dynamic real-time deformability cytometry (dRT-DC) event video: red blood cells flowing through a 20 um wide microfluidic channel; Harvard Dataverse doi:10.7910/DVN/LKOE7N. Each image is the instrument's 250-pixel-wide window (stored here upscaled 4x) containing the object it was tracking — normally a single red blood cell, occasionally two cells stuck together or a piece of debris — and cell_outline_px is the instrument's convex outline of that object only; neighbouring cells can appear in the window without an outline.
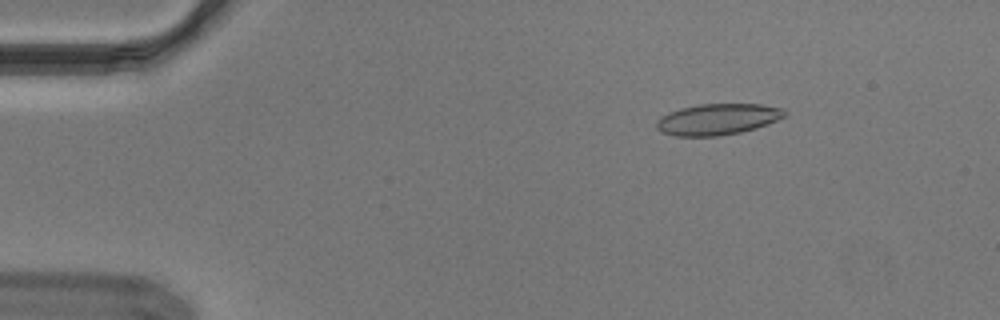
{"species": "Egyptian fruit bat (a non-hibernating species)", "species_latin": "Rousettus aegyptiacus", "temperature_condition": "cold", "stored_images_in_passage": 54, "camera_frame_rate_fps": 3000, "um_per_image_px": 0.085, "animal": {"sex": "male"}, "frame": {"image": 1, "passage_image": 8, "time_ms": 2.333, "image_size_px": [1000, 320], "cell_outline_px": [[788, 116], [768, 124], [756, 128], [740, 132], [716, 136], [676, 136], [664, 132], [656, 128], [656, 120], [660, 116], [668, 112], [680, 108], [700, 104], [760, 104], [784, 108], [788, 112]], "centroid_in_image_um": [61.04, 10.13], "position_along_channel_um": 24.0, "area_um2": 23.47}}
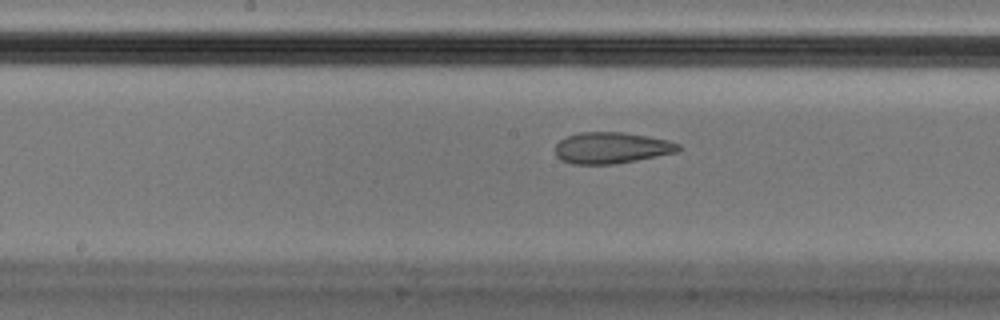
{"frame": {"image": 2, "passage_image": 28, "time_ms": 9.0, "image_size_px": [1000, 320], "cell_outline_px": [[684, 148], [680, 152], [636, 160], [612, 164], [572, 164], [560, 160], [556, 156], [556, 144], [560, 140], [568, 136], [580, 132], [624, 132], [648, 136], [668, 140], [680, 144]], "centroid_in_image_um": [52.02, 12.57], "position_along_channel_um": 196.2, "area_um2": 22.66}}
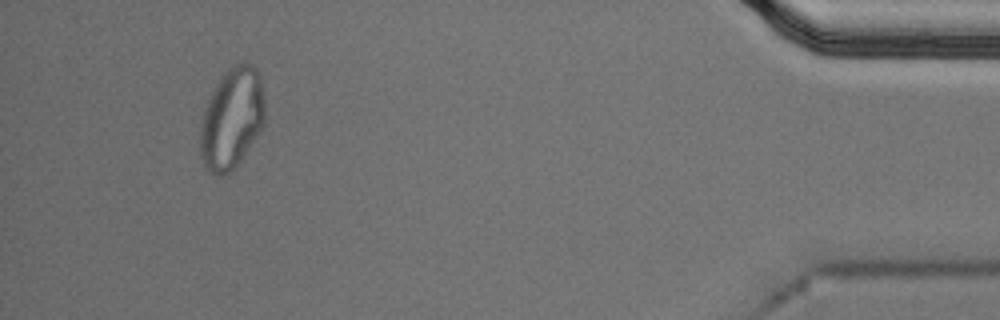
{"frame": {"image": 3, "passage_image": 51, "time_ms": 16.667, "image_size_px": [1000, 320], "cell_outline_px": [[264, 124], [236, 168], [232, 172], [224, 176], [220, 176], [204, 168], [200, 152], [200, 124], [204, 108], [216, 84], [224, 72], [232, 64], [244, 60], [252, 64], [256, 68], [260, 76], [264, 100]], "centroid_in_image_um": [19.7, 10.07], "position_along_channel_um": 415.5, "area_um2": 38.49}, "authors_computed_cell_mechanics": {"area_um2": 23.7558, "velocity_mm_per_s": 3.6852, "shape_relaxation_time_tau1_ms": null, "shape_relaxation_time_tau2_ms": 1.7984, "deformation_change_tau1": null, "deformation_change_tau2": 0.071}}